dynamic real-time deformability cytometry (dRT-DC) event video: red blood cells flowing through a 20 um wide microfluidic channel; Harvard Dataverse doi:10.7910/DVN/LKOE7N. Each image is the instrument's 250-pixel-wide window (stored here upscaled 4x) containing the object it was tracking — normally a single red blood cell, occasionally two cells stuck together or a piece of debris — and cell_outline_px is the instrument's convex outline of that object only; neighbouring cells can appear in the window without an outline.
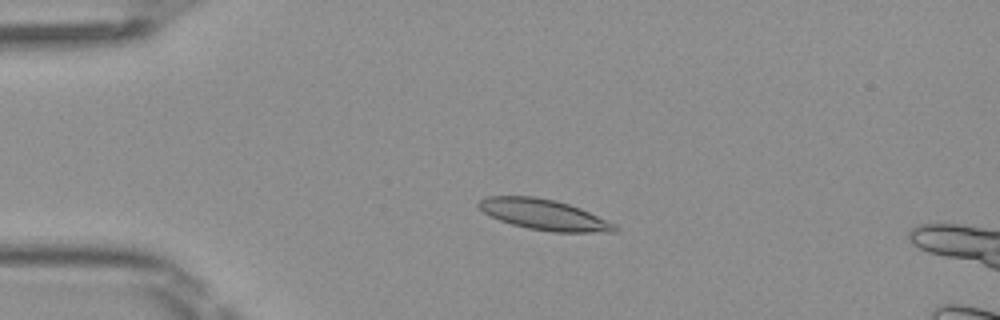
{"species": "Egyptian fruit bat (a non-hibernating species)", "species_latin": "Rousettus aegyptiacus", "temperature_condition": "room temperature", "stored_images_in_passage": 49, "camera_frame_rate_fps": 3000, "um_per_image_px": 0.085, "frame": {"image": 1, "passage_image": 11, "time_ms": 3.333, "image_size_px": [1000, 320], "cell_outline_px": [[620, 228], [616, 232], [552, 232], [528, 228], [512, 224], [500, 220], [484, 212], [476, 204], [480, 200], [488, 196], [532, 196], [556, 200], [580, 208], [616, 224]], "centroid_in_image_um": [46.27, 18.25], "position_along_channel_um": 38.7, "area_um2": 24.16}}
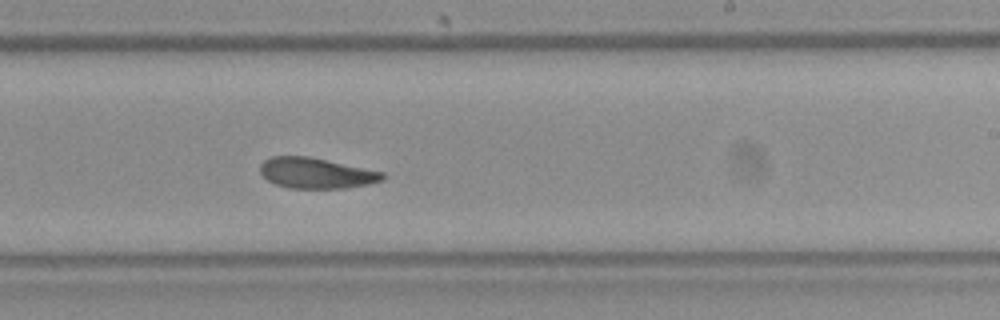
{"frame": {"image": 2, "passage_image": 30, "time_ms": 9.667, "image_size_px": [1000, 320], "cell_outline_px": [[384, 180], [368, 184], [344, 188], [288, 188], [276, 184], [268, 180], [260, 172], [260, 164], [264, 160], [272, 156], [308, 156], [384, 172]], "centroid_in_image_um": [26.86, 14.71], "position_along_channel_um": 262.1, "area_um2": 21.73}}
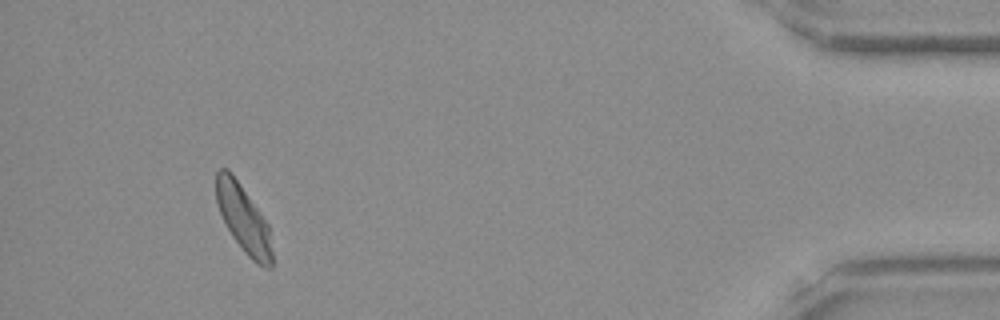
{"frame": {"image": 3, "passage_image": 46, "time_ms": 15.0, "image_size_px": [1000, 320], "cell_outline_px": [[272, 268], [264, 268], [256, 264], [244, 252], [232, 236], [220, 212], [216, 200], [216, 172], [220, 168], [228, 168], [232, 172], [268, 224], [272, 252]], "centroid_in_image_um": [20.69, 18.6], "position_along_channel_um": 414.5, "area_um2": 21.85}, "authors_computed_cell_mechanics": {"area_um2": 22.6576, "velocity_mm_per_s": 4.0617, "shape_relaxation_time_tau1_ms": 8.0473, "shape_relaxation_time_tau2_ms": null, "deformation_change_tau1": 0.1944, "deformation_change_tau2": null}}